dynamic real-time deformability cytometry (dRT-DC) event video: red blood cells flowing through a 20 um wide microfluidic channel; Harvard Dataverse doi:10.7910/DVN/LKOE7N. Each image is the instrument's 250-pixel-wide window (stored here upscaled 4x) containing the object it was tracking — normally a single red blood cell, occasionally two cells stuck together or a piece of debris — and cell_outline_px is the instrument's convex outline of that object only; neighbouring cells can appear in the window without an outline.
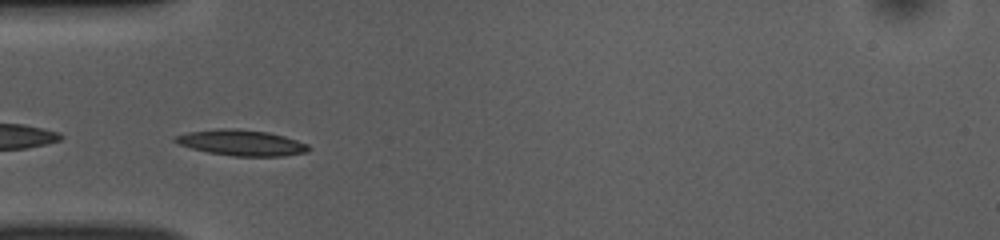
{"species": "common noctule bat (a hibernating species)", "species_latin": "Nyctalus noctula", "temperature_condition": "room temperature", "stored_images_in_passage": 46, "camera_frame_rate_fps": 3000, "um_per_image_px": 0.085, "animal": {"sex": "female", "body_mass_g": 10.0, "forearm_length_mm": 53.1}, "frame": {"image": 1, "passage_image": 10, "time_ms": 3.0, "image_size_px": [1000, 240], "cell_outline_px": [[312, 148], [308, 152], [284, 156], [232, 156], [208, 152], [192, 148], [180, 144], [172, 140], [172, 136], [188, 132], [220, 128], [236, 128], [268, 132], [284, 136], [308, 144]], "centroid_in_image_um": [20.53, 12.13], "position_along_channel_um": 64.5, "area_um2": 20.17}}
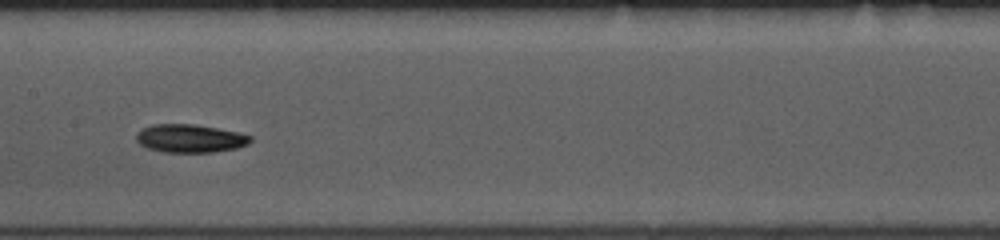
{"frame": {"image": 2, "passage_image": 20, "time_ms": 6.333, "image_size_px": [1000, 240], "cell_outline_px": [[252, 140], [248, 144], [236, 148], [212, 152], [164, 152], [148, 148], [140, 144], [136, 140], [136, 132], [152, 124], [192, 124], [216, 128], [236, 132], [252, 136]], "centroid_in_image_um": [16.13, 11.76], "position_along_channel_um": 191.3, "area_um2": 18.61}}
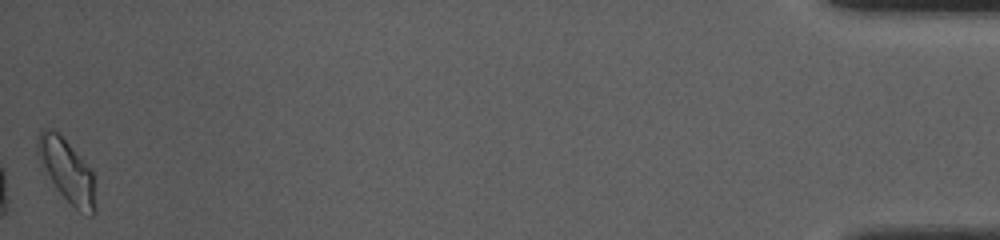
{"frame": {"image": 3, "passage_image": 46, "time_ms": 15.0, "image_size_px": [1000, 240], "cell_outline_px": [[96, 212], [92, 216], [80, 212], [60, 192], [40, 168], [36, 156], [36, 136], [44, 128], [52, 128], [68, 144], [92, 172], [96, 208]], "centroid_in_image_um": [5.61, 14.51], "position_along_channel_um": 429.6, "area_um2": 20.98}, "authors_computed_cell_mechanics": {"area_um2": 18.6405, "velocity_mm_per_s": 3.8163, "shape_relaxation_time_tau1_ms": 1.881, "shape_relaxation_time_tau2_ms": null, "deformation_change_tau1": 0.0966, "deformation_change_tau2": null}}